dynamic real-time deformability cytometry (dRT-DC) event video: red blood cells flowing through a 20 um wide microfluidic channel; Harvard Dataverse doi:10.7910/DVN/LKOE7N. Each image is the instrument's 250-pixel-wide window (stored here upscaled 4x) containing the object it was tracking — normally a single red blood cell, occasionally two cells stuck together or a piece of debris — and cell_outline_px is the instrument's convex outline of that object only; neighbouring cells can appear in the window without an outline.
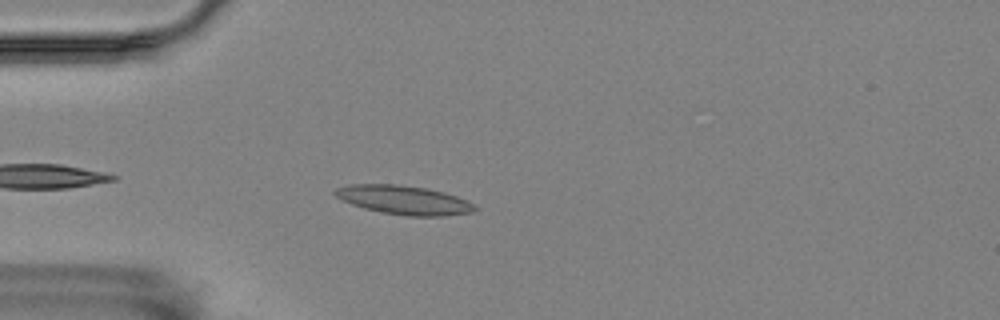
{"species": "Egyptian fruit bat (a non-hibernating species)", "species_latin": "Rousettus aegyptiacus", "temperature_condition": "room temperature", "stored_images_in_passage": 30, "camera_frame_rate_fps": 3000, "um_per_image_px": 0.085, "animal": {"sex": "female"}, "frame": {"image": 1, "passage_image": 4, "time_ms": 1.0, "image_size_px": [1000, 320], "cell_outline_px": [[480, 208], [476, 212], [444, 216], [408, 216], [380, 212], [364, 208], [340, 200], [332, 192], [336, 188], [352, 184], [400, 184], [428, 188], [444, 192], [456, 196]], "centroid_in_image_um": [34.34, 17.0], "position_along_channel_um": 50.7, "area_um2": 23.76}}
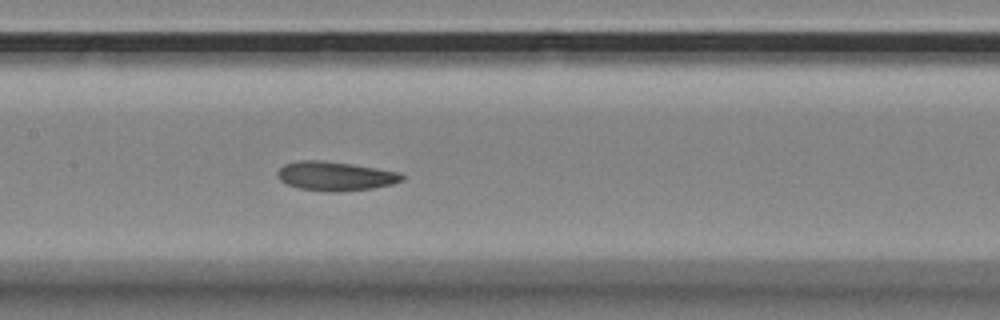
{"frame": {"image": 2, "passage_image": 16, "time_ms": 5.0, "image_size_px": [1000, 320], "cell_outline_px": [[404, 180], [392, 184], [372, 188], [336, 192], [324, 192], [300, 188], [288, 184], [280, 180], [276, 176], [276, 172], [284, 164], [300, 160], [320, 160], [352, 164], [400, 172], [404, 176]], "centroid_in_image_um": [28.49, 14.97], "position_along_channel_um": 178.9, "area_um2": 21.15}}
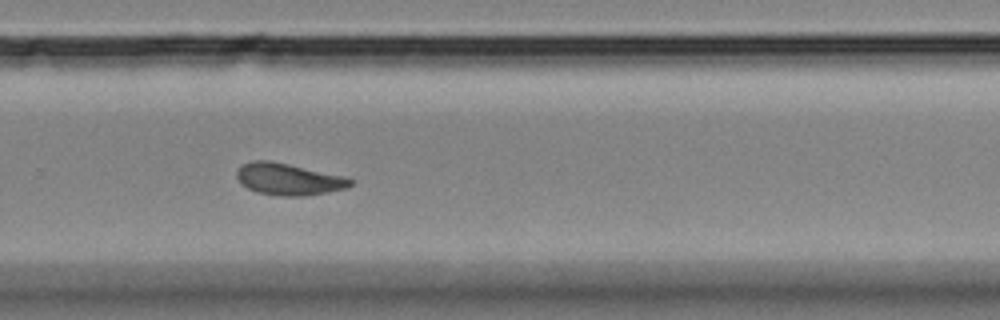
{"frame": {"image": 3, "passage_image": 27, "time_ms": 8.667, "image_size_px": [1000, 320], "cell_outline_px": [[352, 184], [348, 188], [328, 192], [304, 196], [280, 196], [256, 192], [240, 184], [236, 176], [236, 172], [244, 164], [252, 160], [268, 160], [288, 164], [344, 176], [352, 180]], "centroid_in_image_um": [24.51, 15.24], "position_along_channel_um": 305.3, "area_um2": 20.98}}